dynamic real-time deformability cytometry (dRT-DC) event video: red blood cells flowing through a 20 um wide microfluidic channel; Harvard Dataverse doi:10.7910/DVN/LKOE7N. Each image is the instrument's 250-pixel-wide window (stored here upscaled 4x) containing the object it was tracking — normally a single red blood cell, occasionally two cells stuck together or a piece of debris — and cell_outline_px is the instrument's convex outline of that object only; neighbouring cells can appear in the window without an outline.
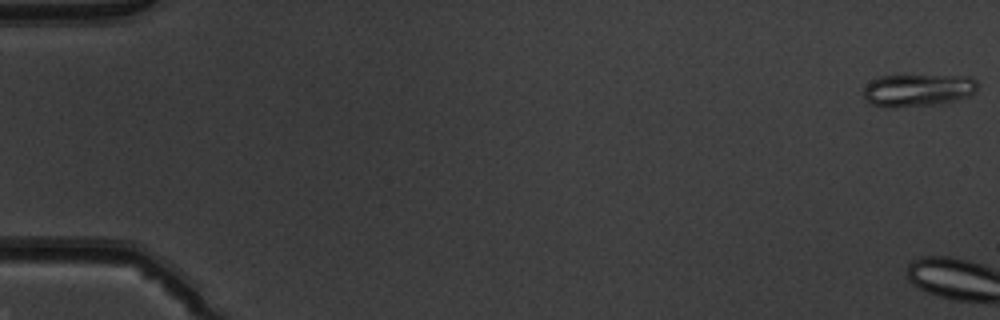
{"species": "common noctule bat (a hibernating species)", "species_latin": "Nyctalus noctula", "temperature_condition": "warm", "stored_images_in_passage": 4, "camera_frame_rate_fps": 3000, "um_per_image_px": 0.085, "animal": {"sex": "male", "body_mass_g": 19.5, "forearm_length_mm": 54.6}, "frame": {"image": 1, "passage_image": 1, "time_ms": 0.0, "image_size_px": [1000, 320], "cell_outline_px": [[976, 92], [968, 96], [956, 100], [940, 104], [896, 108], [884, 108], [872, 104], [864, 100], [864, 88], [872, 80], [880, 76], [972, 76], [976, 80]], "centroid_in_image_um": [78.0, 7.69], "position_along_channel_um": 7.0, "area_um2": 21.73}}